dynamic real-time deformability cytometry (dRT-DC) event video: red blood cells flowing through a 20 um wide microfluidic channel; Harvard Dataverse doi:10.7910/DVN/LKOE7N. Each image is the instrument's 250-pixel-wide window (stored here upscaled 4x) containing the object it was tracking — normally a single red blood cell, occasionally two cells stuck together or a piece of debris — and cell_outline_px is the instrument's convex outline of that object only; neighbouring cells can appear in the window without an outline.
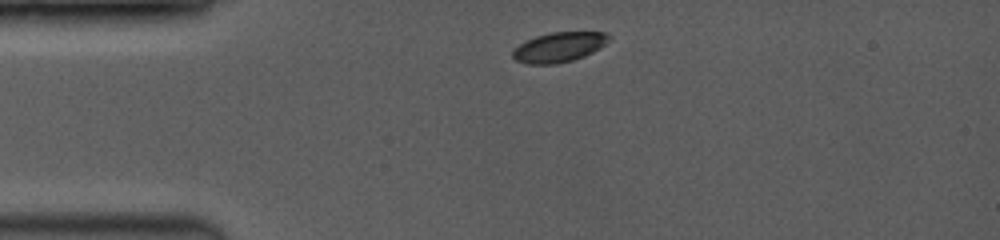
{"species": "common noctule bat (a hibernating species)", "species_latin": "Nyctalus noctula", "temperature_condition": "room temperature", "stored_images_in_passage": 2, "camera_frame_rate_fps": 3500, "um_per_image_px": 0.085, "animal": {"sex": "female", "body_mass_g": 19.0, "forearm_length_mm": 53.3}, "frame": {"image": 1, "passage_image": 1, "time_ms": 0.0, "image_size_px": [1000, 240], "cell_outline_px": [[612, 36], [600, 48], [584, 56], [572, 60], [556, 64], [528, 64], [516, 60], [512, 56], [512, 52], [520, 44], [536, 36], [552, 32], [604, 32]], "centroid_in_image_um": [47.53, 4.01], "position_along_channel_um": 37.5, "area_um2": 16.53}}